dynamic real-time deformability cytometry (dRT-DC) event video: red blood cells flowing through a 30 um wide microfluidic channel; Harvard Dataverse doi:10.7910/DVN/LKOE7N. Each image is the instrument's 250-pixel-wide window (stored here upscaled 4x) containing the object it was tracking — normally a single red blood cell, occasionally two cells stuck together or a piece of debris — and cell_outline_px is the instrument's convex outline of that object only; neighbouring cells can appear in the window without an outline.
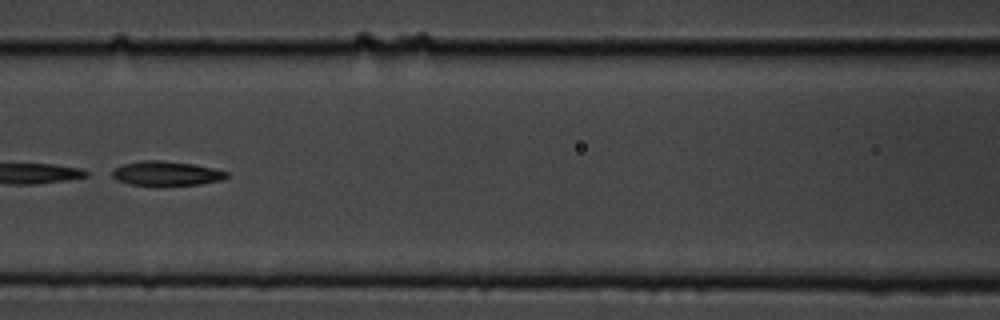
{"species": "common noctule bat (a hibernating species)", "species_latin": "Nyctalus noctula", "temperature_condition": "cold", "stored_images_in_passage": 10, "segment_of_instrument_passage": [2, 2], "camera_frame_rate_fps": 3000, "um_per_image_px": 0.085, "animal": {"sex": "male", "body_mass_g": 19.5, "forearm_length_mm": 54.6}, "frame": {"image": 1, "passage_image": 7, "time_ms": 2.0, "image_size_px": [1000, 320], "cell_outline_px": [[228, 176], [224, 180], [200, 184], [156, 188], [128, 184], [116, 180], [112, 176], [112, 172], [116, 168], [124, 164], [140, 160], [160, 160], [192, 164], [212, 168], [228, 172]], "centroid_in_image_um": [14.12, 14.79], "position_along_channel_um": 152.5, "area_um2": 16.94}}
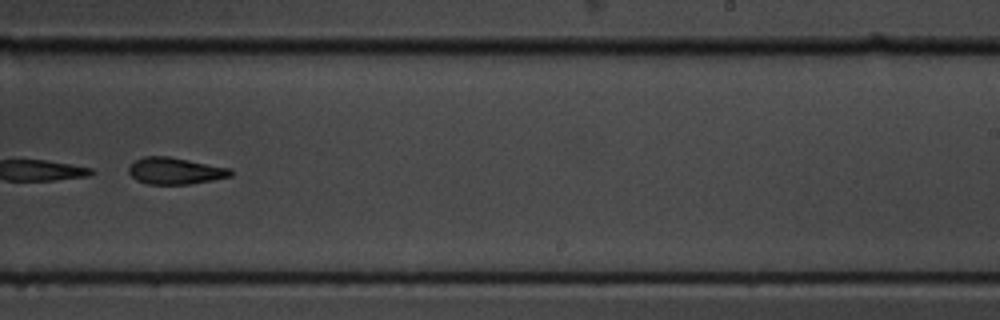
{"frame": {"image": 2, "passage_image": 10, "time_ms": 3.0, "image_size_px": [1000, 320], "cell_outline_px": [[232, 176], [212, 180], [188, 184], [148, 184], [136, 180], [128, 172], [128, 168], [136, 160], [144, 156], [168, 156], [232, 168]], "centroid_in_image_um": [14.9, 14.52], "position_along_channel_um": 274.1, "area_um2": 15.84}}